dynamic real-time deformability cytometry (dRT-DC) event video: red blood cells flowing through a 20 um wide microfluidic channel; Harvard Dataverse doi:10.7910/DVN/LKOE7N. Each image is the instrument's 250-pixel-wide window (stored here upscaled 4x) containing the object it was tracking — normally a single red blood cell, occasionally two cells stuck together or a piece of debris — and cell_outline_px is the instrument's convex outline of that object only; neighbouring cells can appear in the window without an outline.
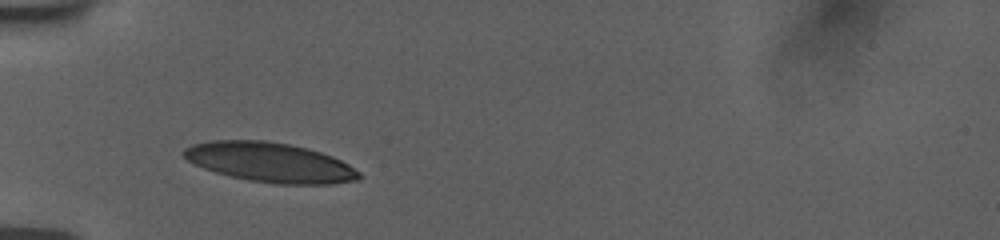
{"species": "human", "species_latin": "Homo sapiens", "temperature_condition": "room temperature", "stored_images_in_passage": 31, "camera_frame_rate_fps": 3000, "um_per_image_px": 0.085, "donor": {"sex": "female"}, "frame": {"image": 1, "passage_image": 1, "time_ms": 0.0, "image_size_px": [1000, 240], "cell_outline_px": [[364, 176], [360, 180], [332, 184], [280, 184], [248, 180], [216, 172], [204, 168], [188, 160], [180, 152], [184, 148], [192, 144], [212, 140], [268, 140], [308, 148], [332, 156], [348, 164], [360, 172]], "centroid_in_image_um": [22.98, 13.79], "position_along_channel_um": 62.0, "area_um2": 40.58}}
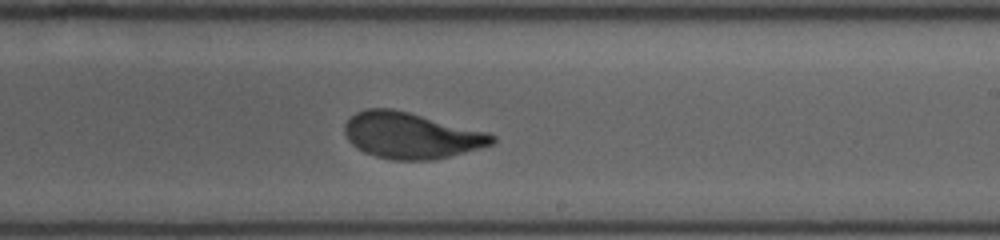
{"frame": {"image": 2, "passage_image": 17, "time_ms": 5.333, "image_size_px": [1000, 240], "cell_outline_px": [[496, 144], [432, 160], [392, 160], [376, 156], [364, 152], [356, 148], [348, 140], [344, 132], [344, 124], [356, 112], [368, 108], [392, 108], [488, 132], [496, 136]], "centroid_in_image_um": [34.94, 11.52], "position_along_channel_um": 254.1, "area_um2": 39.59}}
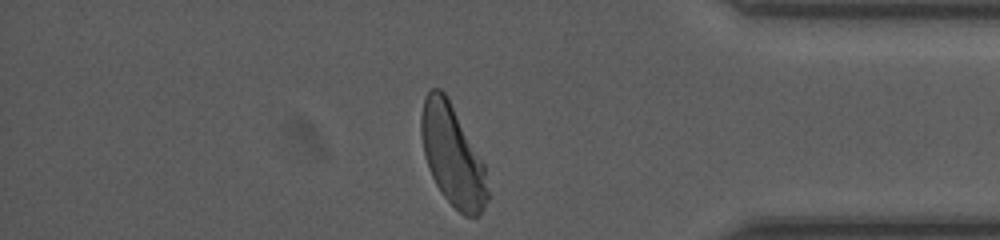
{"frame": {"image": 3, "passage_image": 30, "time_ms": 9.667, "image_size_px": [1000, 240], "cell_outline_px": [[488, 200], [480, 216], [464, 216], [444, 196], [436, 184], [428, 168], [420, 136], [420, 116], [424, 100], [428, 92], [432, 88], [440, 88], [444, 92], [484, 164], [488, 192]], "centroid_in_image_um": [38.44, 13.24], "position_along_channel_um": 396.8, "area_um2": 38.38}, "authors_computed_cell_mechanics": {"area_um2": 39.7664, "velocity_mm_per_s": 3.742, "shape_relaxation_time_tau1_ms": 3.3859, "shape_relaxation_time_tau2_ms": null, "deformation_change_tau1": 0.1463, "deformation_change_tau2": null}}